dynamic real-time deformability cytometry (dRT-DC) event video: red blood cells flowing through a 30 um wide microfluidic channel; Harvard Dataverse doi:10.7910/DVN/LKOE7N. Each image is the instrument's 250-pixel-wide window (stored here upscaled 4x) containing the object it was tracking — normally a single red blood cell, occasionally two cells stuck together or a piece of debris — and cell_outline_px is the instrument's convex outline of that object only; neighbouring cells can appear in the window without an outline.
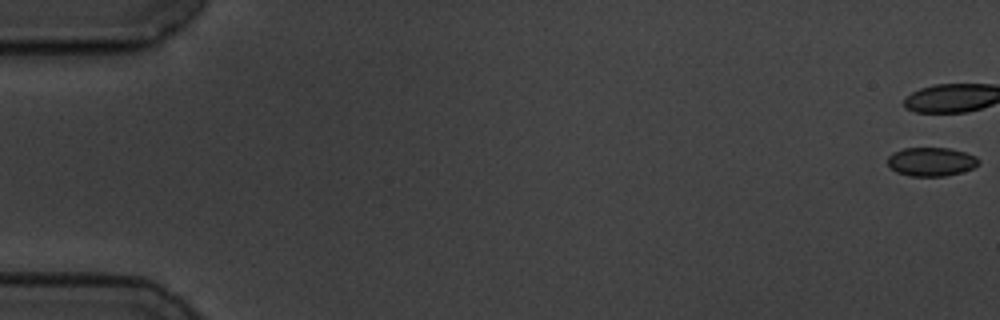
{"species": "common noctule bat (a hibernating species)", "species_latin": "Nyctalus noctula", "temperature_condition": "cold", "stored_images_in_passage": 47, "camera_frame_rate_fps": 3000, "um_per_image_px": 0.085, "animal": {"sex": "male", "body_mass_g": 19.5, "forearm_length_mm": 54.6}, "frame": {"image": 1, "passage_image": 1, "time_ms": 0.0, "image_size_px": [1000, 320], "cell_outline_px": [[980, 164], [964, 172], [944, 176], [908, 176], [896, 172], [888, 164], [888, 156], [892, 152], [904, 148], [948, 148], [964, 152], [976, 156], [980, 160]], "centroid_in_image_um": [79.16, 13.75], "position_along_channel_um": 5.8, "area_um2": 15.37}, "authors_computed_cell_mechanics": {"area_um2": 16.3574, "velocity_mm_per_s": 3.4815, "shape_relaxation_time_tau1_ms": 2.119, "shape_relaxation_time_tau2_ms": 3.6541, "deformation_change_tau1": 0.0521, "deformation_change_tau2": 0.0553}}